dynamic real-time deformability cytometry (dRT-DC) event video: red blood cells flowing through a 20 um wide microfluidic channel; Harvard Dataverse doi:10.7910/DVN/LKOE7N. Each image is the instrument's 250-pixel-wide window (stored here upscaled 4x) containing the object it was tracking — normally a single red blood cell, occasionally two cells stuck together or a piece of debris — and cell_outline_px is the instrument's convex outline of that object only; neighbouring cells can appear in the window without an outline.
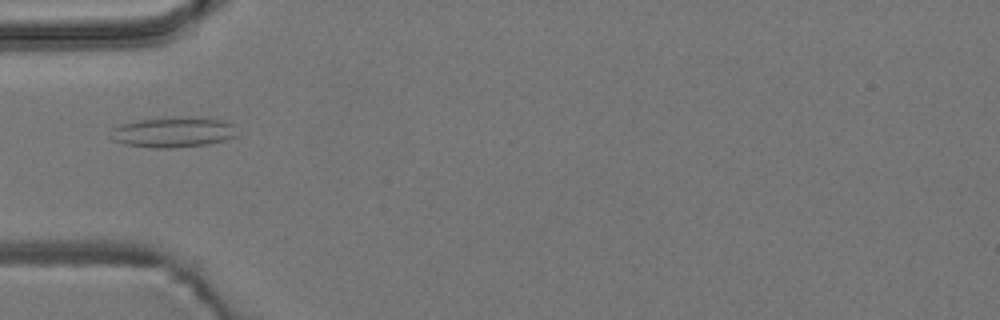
{"species": "common noctule bat (a hibernating species)", "species_latin": "Nyctalus noctula", "temperature_condition": "room temperature", "stored_images_in_passage": 4, "camera_frame_rate_fps": 3000, "um_per_image_px": 0.085, "animal": {"sex": "male", "body_mass_g": 19.2, "forearm_length_mm": 51.8}, "frame": {"image": 1, "passage_image": 4, "time_ms": 3.667, "image_size_px": [1000, 320], "cell_outline_px": [[236, 136], [224, 140], [208, 144], [172, 148], [148, 148], [124, 144], [112, 140], [108, 136], [112, 128], [120, 124], [140, 120], [188, 116], [224, 120], [232, 124]], "centroid_in_image_um": [14.66, 11.24], "position_along_channel_um": 70.3, "area_um2": 22.48}}